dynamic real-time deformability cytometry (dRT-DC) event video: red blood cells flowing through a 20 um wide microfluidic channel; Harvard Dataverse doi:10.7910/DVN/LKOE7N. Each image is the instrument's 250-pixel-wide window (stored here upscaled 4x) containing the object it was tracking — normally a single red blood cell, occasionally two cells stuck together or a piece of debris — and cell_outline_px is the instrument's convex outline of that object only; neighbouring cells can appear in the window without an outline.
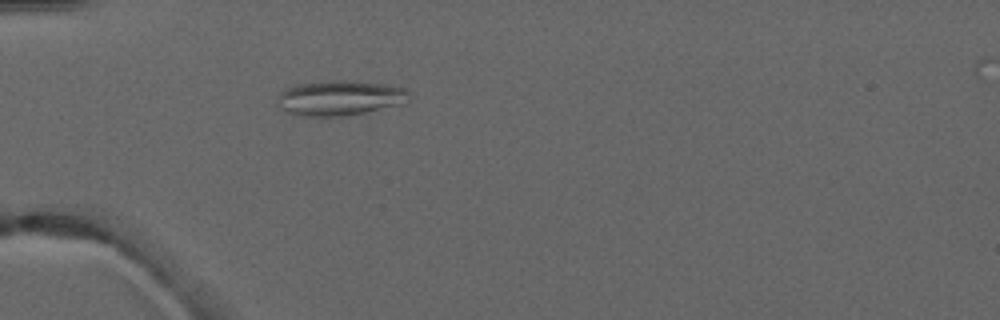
{"species": "common noctule bat (a hibernating species)", "species_latin": "Nyctalus noctula", "temperature_condition": "warm", "stored_images_in_passage": 3, "camera_frame_rate_fps": 3000, "um_per_image_px": 0.085, "animal": {"sex": "male", "forearm_length_mm": 52.5}, "frame": {"image": 1, "passage_image": 3, "time_ms": 3.0, "image_size_px": [1000, 320], "cell_outline_px": [[408, 100], [404, 104], [368, 112], [344, 116], [304, 116], [288, 112], [280, 108], [276, 104], [276, 100], [280, 92], [288, 88], [300, 84], [332, 80], [348, 80], [384, 84], [408, 88]], "centroid_in_image_um": [28.91, 8.33], "position_along_channel_um": 56.1, "area_um2": 27.05}}